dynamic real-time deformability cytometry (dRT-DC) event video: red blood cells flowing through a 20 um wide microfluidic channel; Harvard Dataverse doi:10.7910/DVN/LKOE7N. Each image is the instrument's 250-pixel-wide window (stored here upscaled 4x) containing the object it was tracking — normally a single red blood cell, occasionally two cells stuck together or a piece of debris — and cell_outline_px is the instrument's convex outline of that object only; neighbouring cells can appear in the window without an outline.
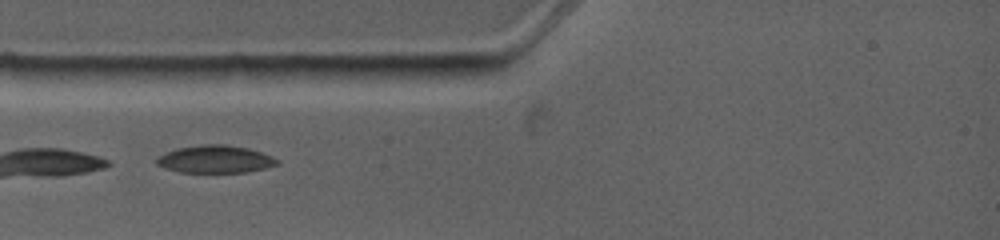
{"species": "common noctule bat (a hibernating species)", "species_latin": "Nyctalus noctula", "temperature_condition": "warm", "stored_images_in_passage": 3, "camera_frame_rate_fps": 4500, "um_per_image_px": 0.085, "animal": {"sex": "female", "body_mass_g": 19.0, "forearm_length_mm": 53.3}, "frame": {"image": 1, "passage_image": 1, "time_ms": 0.0, "image_size_px": [1000, 240], "cell_outline_px": [[280, 164], [264, 168], [244, 172], [180, 172], [164, 168], [156, 164], [156, 160], [164, 152], [176, 148], [200, 144], [224, 144], [248, 148], [272, 156], [280, 160]], "centroid_in_image_um": [18.28, 13.52], "position_along_channel_um": 66.7, "area_um2": 19.42}}
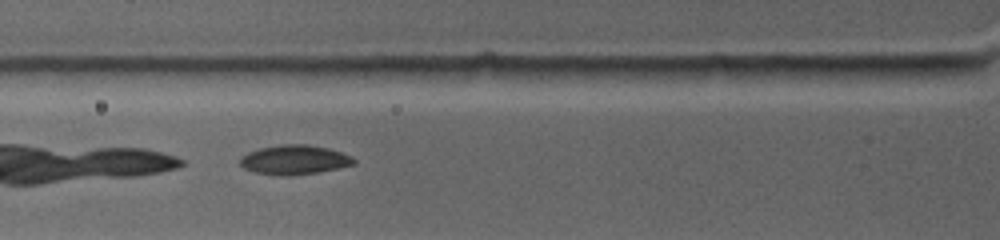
{"frame": {"image": 2, "passage_image": 2, "time_ms": 0.889, "image_size_px": [1000, 240], "cell_outline_px": [[356, 164], [316, 172], [288, 176], [276, 176], [256, 172], [244, 168], [240, 164], [240, 156], [248, 152], [260, 148], [280, 144], [308, 144], [328, 148], [352, 156], [356, 160]], "centroid_in_image_um": [25.01, 13.58], "position_along_channel_um": 100.8, "area_um2": 19.54}}
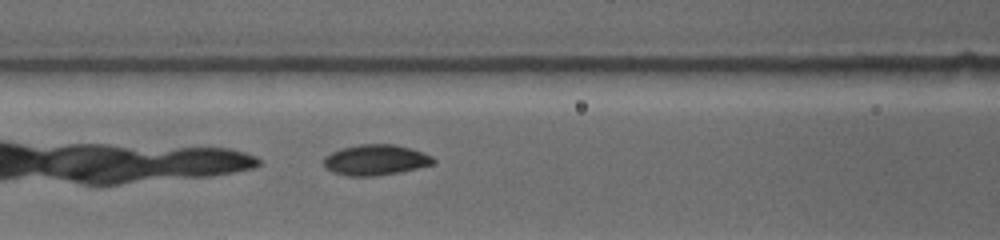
{"frame": {"image": 3, "passage_image": 3, "time_ms": 1.778, "image_size_px": [1000, 240], "cell_outline_px": [[436, 164], [400, 172], [376, 176], [348, 176], [332, 172], [324, 168], [324, 156], [340, 148], [360, 144], [396, 144], [412, 148], [424, 152], [432, 156], [436, 160]], "centroid_in_image_um": [31.95, 13.59], "position_along_channel_um": 134.7, "area_um2": 19.94}}